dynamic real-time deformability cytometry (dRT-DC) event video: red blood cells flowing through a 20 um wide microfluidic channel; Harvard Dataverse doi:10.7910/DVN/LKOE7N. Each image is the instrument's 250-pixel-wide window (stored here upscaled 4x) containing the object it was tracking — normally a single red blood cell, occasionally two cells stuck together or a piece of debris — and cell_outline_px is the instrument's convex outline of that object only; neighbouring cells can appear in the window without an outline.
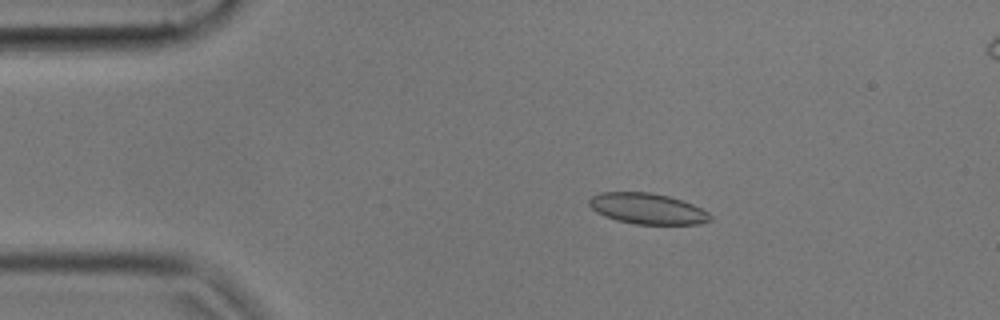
{"species": "common noctule bat (a hibernating species)", "species_latin": "Nyctalus noctula", "temperature_condition": "cold", "stored_images_in_passage": 57, "segment_of_instrument_passage": [1, 2], "camera_frame_rate_fps": 3000, "um_per_image_px": 0.085, "animal": {"sex": "male", "body_mass_g": 17.9, "forearm_length_mm": 54.2}, "frame": {"image": 1, "passage_image": 10, "time_ms": 3.0, "image_size_px": [1000, 320], "cell_outline_px": [[712, 220], [700, 224], [636, 224], [616, 220], [604, 216], [596, 212], [588, 204], [588, 200], [592, 196], [600, 192], [648, 192], [668, 196], [692, 204], [708, 212], [712, 216]], "centroid_in_image_um": [55.01, 17.74], "position_along_channel_um": 30.0, "area_um2": 21.73}}
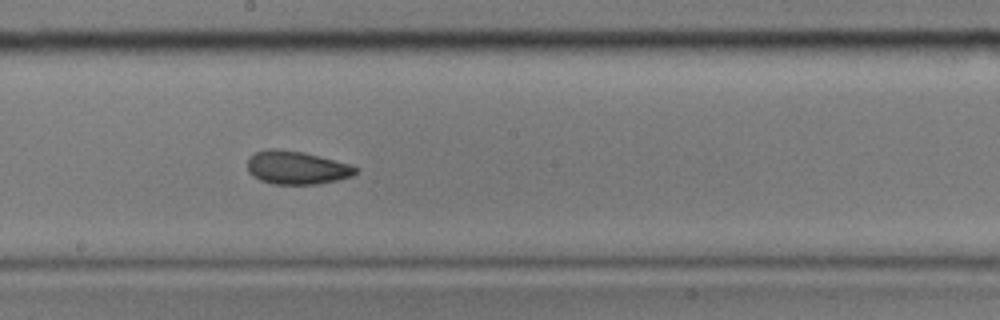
{"frame": {"image": 2, "passage_image": 30, "time_ms": 9.667, "image_size_px": [1000, 320], "cell_outline_px": [[360, 168], [352, 176], [320, 184], [272, 184], [260, 180], [252, 176], [248, 172], [248, 160], [256, 152], [268, 148], [276, 148], [304, 152], [352, 164]], "centroid_in_image_um": [25.24, 14.25], "position_along_channel_um": 223.0, "area_um2": 21.15}}
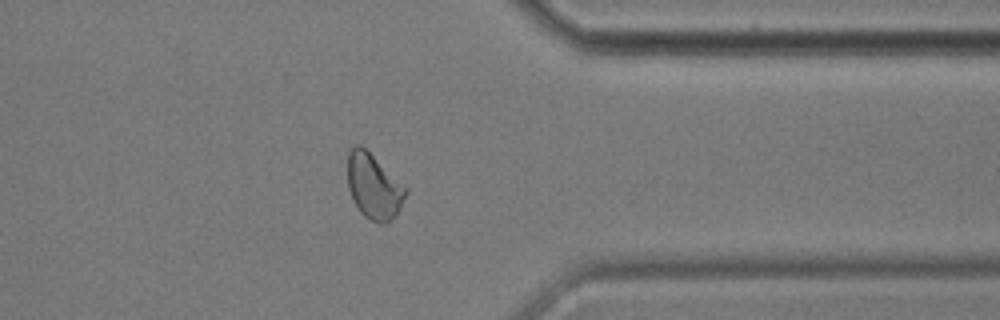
{"frame": {"image": 3, "passage_image": 44, "time_ms": 14.333, "image_size_px": [1000, 320], "cell_outline_px": [[408, 192], [400, 208], [384, 224], [380, 224], [364, 216], [360, 212], [348, 188], [348, 152], [356, 144], [360, 144], [408, 188]], "centroid_in_image_um": [31.77, 15.83], "position_along_channel_um": 379.6, "area_um2": 21.68}}